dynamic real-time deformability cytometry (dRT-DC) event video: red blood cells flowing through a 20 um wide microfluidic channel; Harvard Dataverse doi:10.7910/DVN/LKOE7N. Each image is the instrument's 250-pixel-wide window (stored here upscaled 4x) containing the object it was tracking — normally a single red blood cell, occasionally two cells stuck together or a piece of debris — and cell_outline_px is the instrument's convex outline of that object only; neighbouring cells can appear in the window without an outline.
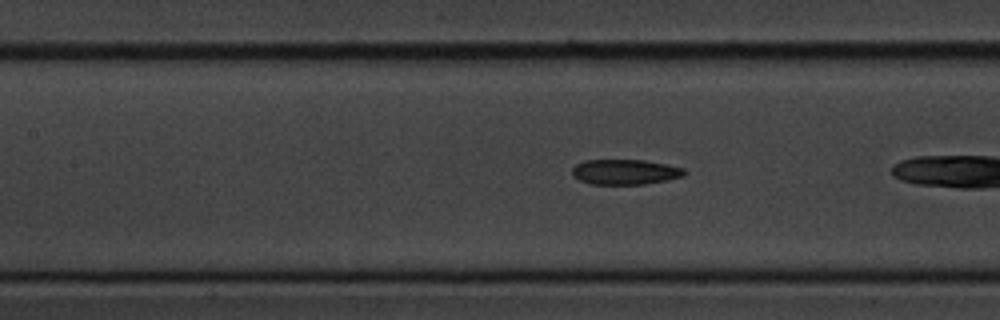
{"species": "common noctule bat (a hibernating species)", "species_latin": "Nyctalus noctula", "temperature_condition": "cold", "stored_images_in_passage": 26, "camera_frame_rate_fps": 3000, "um_per_image_px": 0.085, "animal": {"sex": "male", "body_mass_g": 20.1, "forearm_length_mm": 53.5}, "frame": {"image": 1, "passage_image": 8, "time_ms": 2.333, "image_size_px": [1000, 320], "cell_outline_px": [[688, 172], [684, 176], [668, 180], [644, 184], [592, 184], [580, 180], [572, 176], [572, 168], [576, 164], [584, 160], [644, 160], [668, 164], [684, 168]], "centroid_in_image_um": [53.16, 14.61], "position_along_channel_um": 154.2, "area_um2": 16.65}}
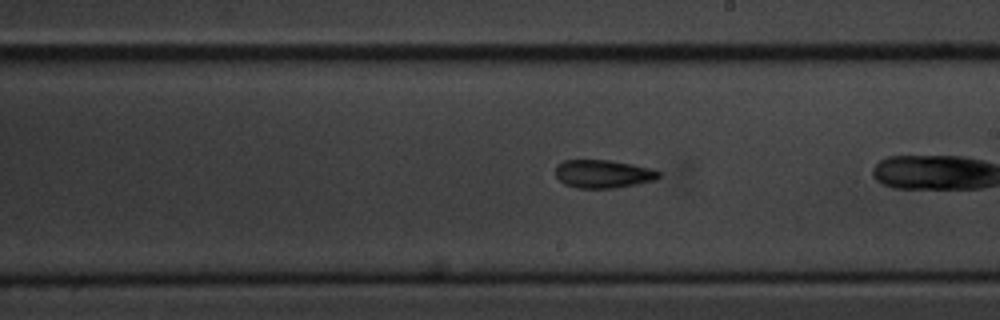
{"frame": {"image": 2, "passage_image": 15, "time_ms": 4.667, "image_size_px": [1000, 320], "cell_outline_px": [[660, 176], [656, 180], [636, 184], [612, 188], [576, 188], [564, 184], [556, 176], [556, 164], [564, 160], [608, 160], [632, 164], [648, 168], [660, 172]], "centroid_in_image_um": [51.23, 14.78], "position_along_channel_um": 237.8, "area_um2": 16.88}}
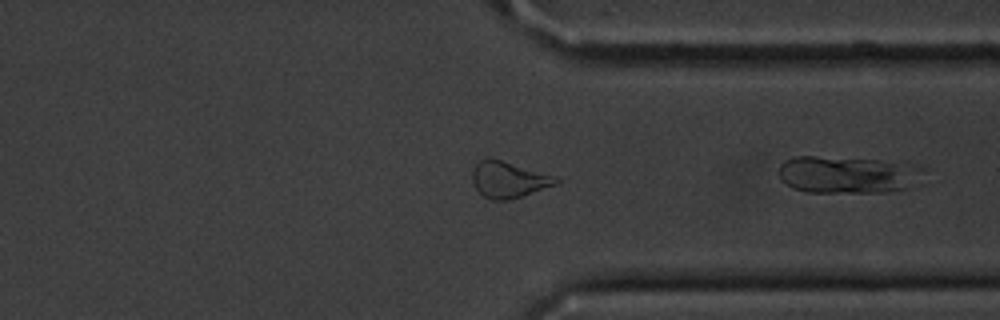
{"frame": {"image": 3, "passage_image": 26, "time_ms": 8.333, "image_size_px": [1000, 320], "cell_outline_px": [[912, 188], [888, 192], [808, 192], [792, 188], [784, 184], [780, 180], [780, 164], [784, 160], [796, 156], [816, 156], [880, 160], [892, 164]], "centroid_in_image_um": [71.46, 14.88], "position_along_channel_um": 339.9, "area_um2": 28.44}}